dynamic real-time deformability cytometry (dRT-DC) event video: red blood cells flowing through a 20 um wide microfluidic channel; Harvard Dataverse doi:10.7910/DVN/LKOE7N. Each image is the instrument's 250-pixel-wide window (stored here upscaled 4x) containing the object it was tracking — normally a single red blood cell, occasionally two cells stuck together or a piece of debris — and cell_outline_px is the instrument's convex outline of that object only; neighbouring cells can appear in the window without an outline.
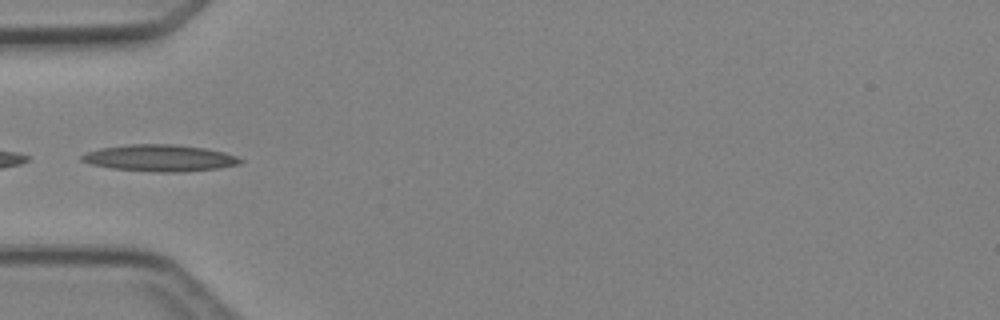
{"species": "Egyptian fruit bat (a non-hibernating species)", "species_latin": "Rousettus aegyptiacus", "temperature_condition": "cold", "stored_images_in_passage": 4, "camera_frame_rate_fps": 3000, "um_per_image_px": 0.085, "animal": {"sex": "female"}, "frame": {"image": 1, "passage_image": 3, "time_ms": 2.333, "image_size_px": [1000, 320], "cell_outline_px": [[244, 160], [240, 164], [220, 168], [184, 172], [156, 172], [112, 168], [92, 164], [80, 160], [80, 156], [88, 152], [100, 148], [128, 144], [176, 144], [204, 148], [224, 152], [236, 156]], "centroid_in_image_um": [13.62, 13.43], "position_along_channel_um": 71.4, "area_um2": 24.68}}
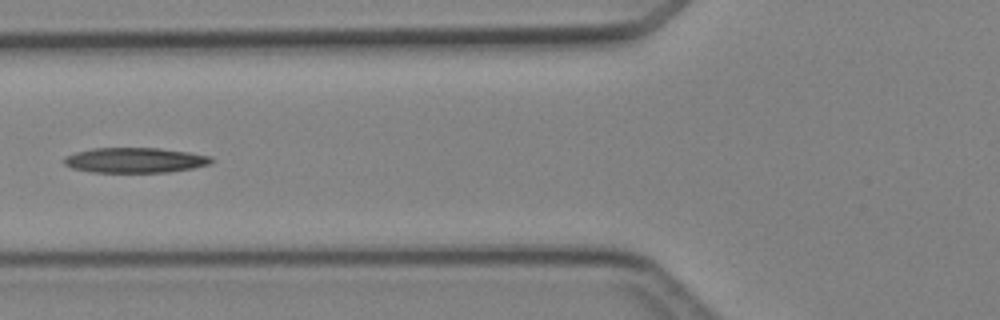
{"frame": {"image": 2, "passage_image": 4, "time_ms": 3.333, "image_size_px": [1000, 320], "cell_outline_px": [[216, 160], [212, 164], [192, 168], [168, 172], [92, 172], [72, 168], [64, 164], [64, 156], [76, 152], [92, 148], [160, 148], [188, 152], [212, 156]], "centroid_in_image_um": [11.51, 13.61], "position_along_channel_um": 114.3, "area_um2": 21.73}}